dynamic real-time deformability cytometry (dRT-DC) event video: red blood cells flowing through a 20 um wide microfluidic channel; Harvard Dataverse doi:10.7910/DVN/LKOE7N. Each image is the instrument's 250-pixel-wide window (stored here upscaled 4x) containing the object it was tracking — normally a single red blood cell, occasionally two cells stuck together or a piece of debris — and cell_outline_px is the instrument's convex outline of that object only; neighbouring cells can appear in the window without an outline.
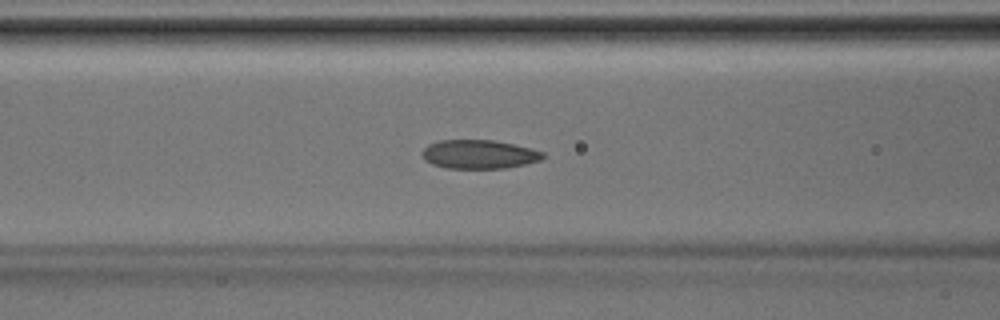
{"species": "Egyptian fruit bat (a non-hibernating species)", "species_latin": "Rousettus aegyptiacus", "temperature_condition": "room temperature", "stored_images_in_passage": 31, "camera_frame_rate_fps": 3000, "um_per_image_px": 0.085, "animal": {"sex": "male"}, "frame": {"image": 1, "passage_image": 7, "time_ms": 2.0, "image_size_px": [1000, 320], "cell_outline_px": [[544, 156], [540, 160], [524, 164], [504, 168], [448, 168], [432, 164], [424, 160], [424, 148], [428, 144], [440, 140], [492, 140], [532, 148], [544, 152]], "centroid_in_image_um": [40.72, 13.11], "position_along_channel_um": 125.9, "area_um2": 20.06}}
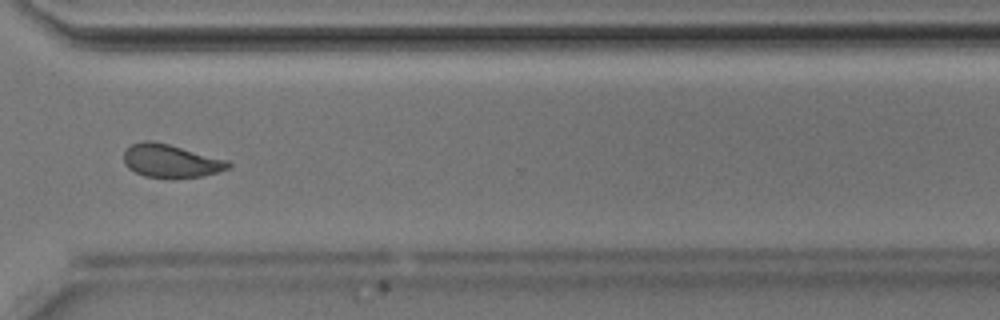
{"frame": {"image": 2, "passage_image": 21, "time_ms": 6.667, "image_size_px": [1000, 320], "cell_outline_px": [[232, 164], [228, 168], [204, 176], [144, 176], [128, 168], [124, 164], [124, 152], [132, 144], [144, 140], [152, 140], [168, 144], [228, 160]], "centroid_in_image_um": [14.5, 13.65], "position_along_channel_um": 356.1, "area_um2": 19.65}}
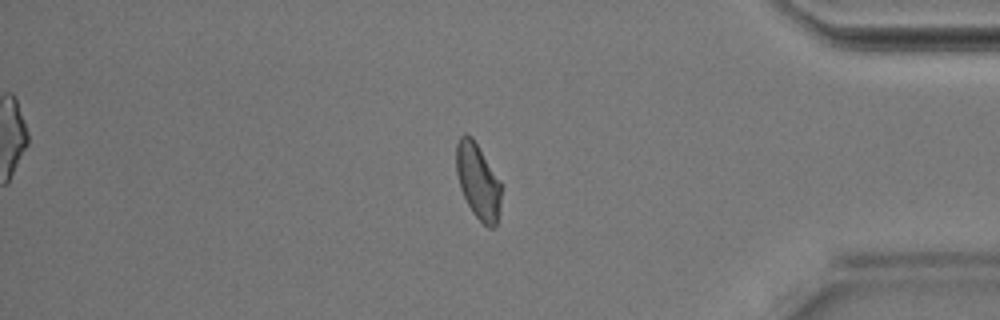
{"frame": {"image": 3, "passage_image": 25, "time_ms": 8.0, "image_size_px": [1000, 320], "cell_outline_px": [[500, 204], [496, 224], [492, 228], [488, 228], [472, 212], [460, 188], [456, 172], [456, 144], [460, 136], [464, 132], [472, 136], [500, 184]], "centroid_in_image_um": [40.58, 15.39], "position_along_channel_um": 394.6, "area_um2": 19.25}}